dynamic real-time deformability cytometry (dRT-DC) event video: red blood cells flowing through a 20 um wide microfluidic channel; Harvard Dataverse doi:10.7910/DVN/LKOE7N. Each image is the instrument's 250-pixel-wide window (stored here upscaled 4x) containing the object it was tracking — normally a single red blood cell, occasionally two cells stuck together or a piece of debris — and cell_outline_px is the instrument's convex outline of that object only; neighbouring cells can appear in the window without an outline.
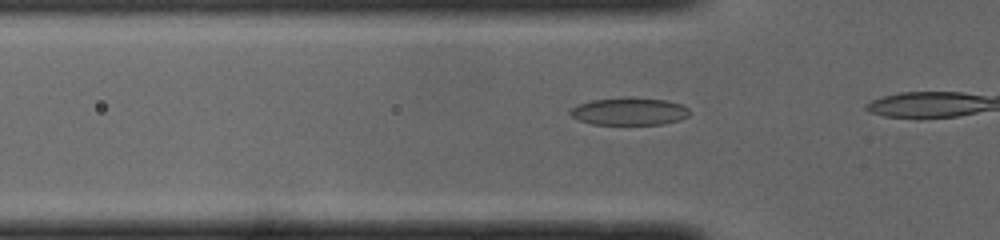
{"species": "common noctule bat (a hibernating species)", "species_latin": "Nyctalus noctula", "temperature_condition": "cold", "stored_images_in_passage": 12, "camera_frame_rate_fps": 3000, "um_per_image_px": 0.085, "animal": {"sex": "male", "body_mass_g": 19.0, "forearm_length_mm": 50.8}, "frame": {"image": 1, "passage_image": 9, "time_ms": 2.667, "image_size_px": [1000, 240], "cell_outline_px": [[688, 116], [680, 120], [664, 124], [592, 124], [580, 120], [572, 116], [568, 112], [572, 108], [580, 104], [592, 100], [628, 96], [632, 96], [668, 100], [684, 104], [688, 108]], "centroid_in_image_um": [53.54, 9.45], "position_along_channel_um": 72.3, "area_um2": 19.36}}